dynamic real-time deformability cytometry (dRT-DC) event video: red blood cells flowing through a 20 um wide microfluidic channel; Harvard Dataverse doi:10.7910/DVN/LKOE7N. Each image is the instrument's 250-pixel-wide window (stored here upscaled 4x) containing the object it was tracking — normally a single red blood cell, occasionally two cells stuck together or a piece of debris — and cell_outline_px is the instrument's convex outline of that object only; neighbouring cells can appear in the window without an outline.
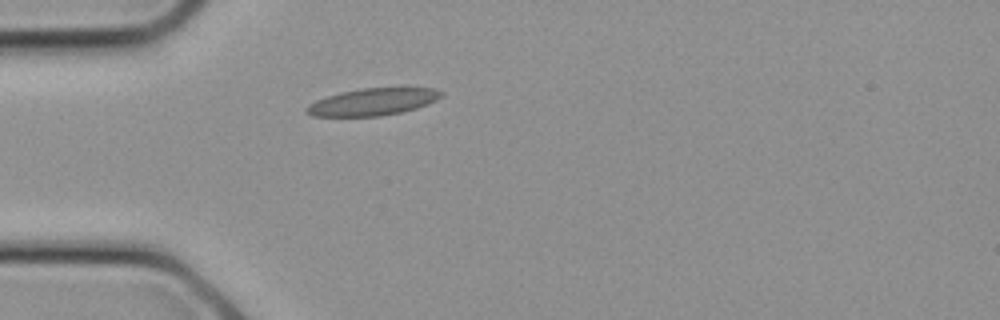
{"species": "common noctule bat (a hibernating species)", "species_latin": "Nyctalus noctula", "temperature_condition": "cold", "stored_images_in_passage": 3, "camera_frame_rate_fps": 3000, "um_per_image_px": 0.085, "animal": {"sex": "female", "body_mass_g": 21.9}, "frame": {"image": 1, "passage_image": 1, "time_ms": 0.0, "image_size_px": [1000, 320], "cell_outline_px": [[444, 96], [428, 104], [416, 108], [400, 112], [380, 116], [312, 116], [304, 112], [304, 108], [308, 104], [316, 100], [340, 92], [360, 88], [436, 88], [444, 92]], "centroid_in_image_um": [31.68, 8.65], "position_along_channel_um": 53.3, "area_um2": 21.39}}
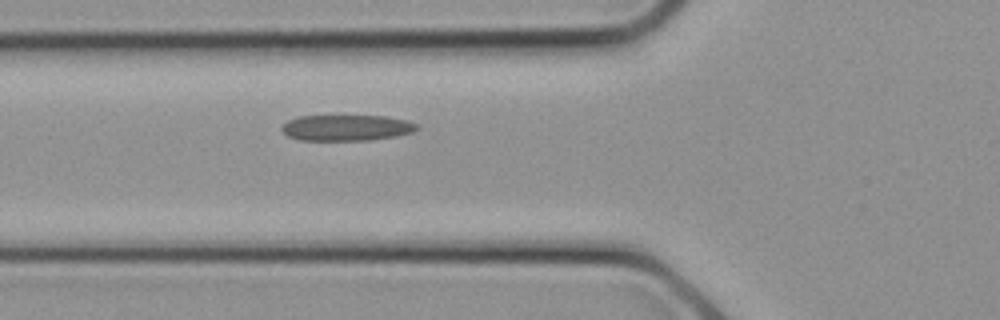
{"frame": {"image": 2, "passage_image": 3, "time_ms": 0.667, "image_size_px": [1000, 320], "cell_outline_px": [[416, 128], [412, 132], [396, 136], [372, 140], [300, 140], [288, 136], [280, 128], [288, 120], [300, 116], [384, 116], [404, 120], [416, 124]], "centroid_in_image_um": [29.41, 10.86], "position_along_channel_um": 96.4, "area_um2": 20.17}}